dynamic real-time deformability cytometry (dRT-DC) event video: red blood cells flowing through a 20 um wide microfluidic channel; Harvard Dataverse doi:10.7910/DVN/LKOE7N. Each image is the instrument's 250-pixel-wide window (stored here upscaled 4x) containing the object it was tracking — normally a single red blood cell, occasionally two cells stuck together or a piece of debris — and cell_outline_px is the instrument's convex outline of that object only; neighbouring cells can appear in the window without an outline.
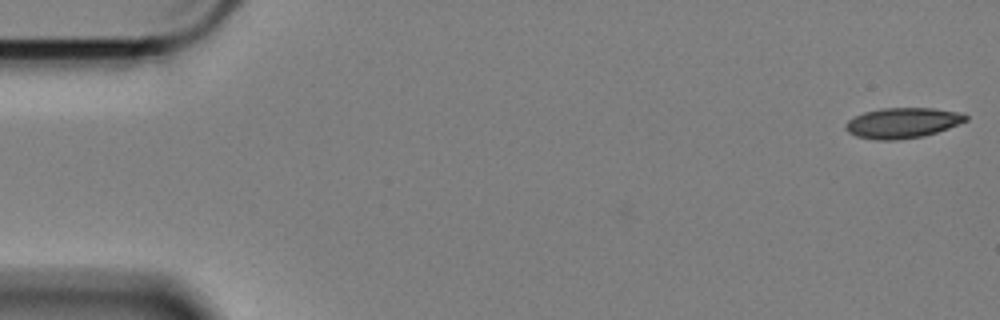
{"species": "Egyptian fruit bat (a non-hibernating species)", "species_latin": "Rousettus aegyptiacus", "temperature_condition": "cold", "stored_images_in_passage": 52, "camera_frame_rate_fps": 3000, "um_per_image_px": 0.085, "animal": {"sex": "female"}, "frame": {"image": 1, "passage_image": 1, "time_ms": 0.0, "image_size_px": [1000, 320], "cell_outline_px": [[968, 120], [948, 128], [924, 136], [896, 140], [876, 140], [856, 136], [848, 132], [844, 128], [844, 124], [848, 120], [864, 112], [884, 108], [932, 108], [964, 112], [968, 116]], "centroid_in_image_um": [76.73, 10.44], "position_along_channel_um": 8.3, "area_um2": 21.39}}
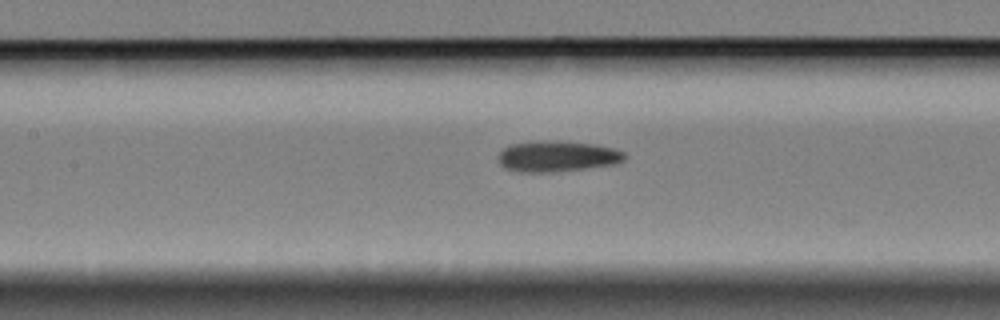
{"frame": {"image": 2, "passage_image": 26, "time_ms": 8.333, "image_size_px": [1000, 320], "cell_outline_px": [[624, 160], [616, 164], [552, 172], [520, 172], [504, 168], [500, 164], [496, 156], [508, 144], [540, 140], [556, 140], [592, 144], [612, 148], [624, 152]], "centroid_in_image_um": [47.29, 13.28], "position_along_channel_um": 160.1, "area_um2": 22.83}}
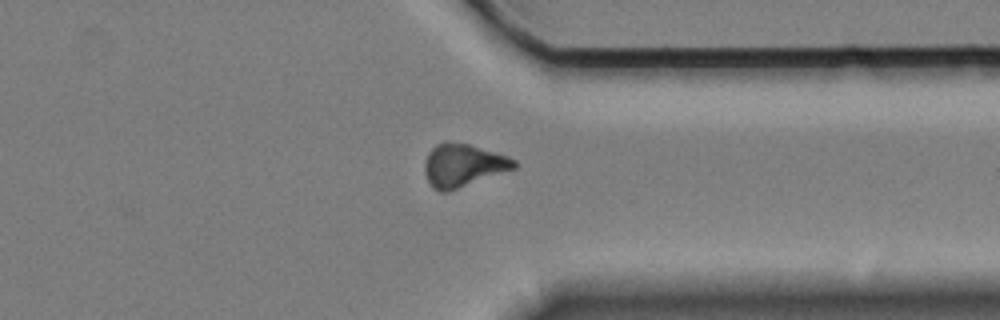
{"frame": {"image": 3, "passage_image": 45, "time_ms": 14.667, "image_size_px": [1000, 320], "cell_outline_px": [[516, 168], [448, 192], [440, 192], [432, 188], [424, 172], [424, 164], [428, 152], [436, 144], [444, 140], [448, 140], [468, 144], [508, 156], [516, 160]], "centroid_in_image_um": [39.33, 14.05], "position_along_channel_um": 372.1, "area_um2": 22.54}, "authors_computed_cell_mechanics": {"area_um2": 21.9062, "velocity_mm_per_s": 3.3743, "shape_relaxation_time_tau1_ms": null, "shape_relaxation_time_tau2_ms": 5.2636, "deformation_change_tau1": null, "deformation_change_tau2": 0.1164}}